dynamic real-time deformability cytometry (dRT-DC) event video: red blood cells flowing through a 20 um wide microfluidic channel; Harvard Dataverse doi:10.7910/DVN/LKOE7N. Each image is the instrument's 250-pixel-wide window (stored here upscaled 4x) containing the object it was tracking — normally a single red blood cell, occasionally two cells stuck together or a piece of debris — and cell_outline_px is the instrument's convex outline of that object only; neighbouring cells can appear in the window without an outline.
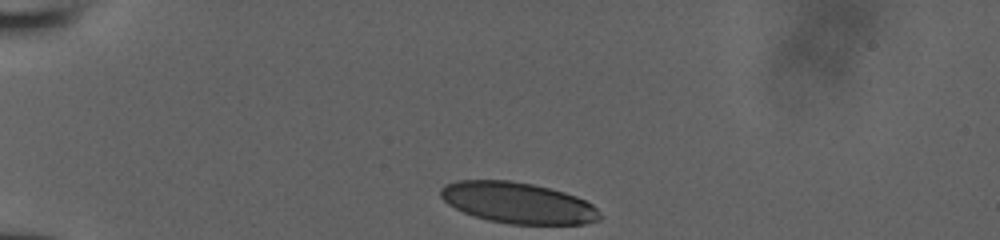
{"species": "human", "species_latin": "Homo sapiens", "temperature_condition": "room temperature", "stored_images_in_passage": 31, "camera_frame_rate_fps": 3000, "um_per_image_px": 0.085, "donor": {"sex": "male"}, "frame": {"image": 1, "passage_image": 1, "time_ms": 0.0, "image_size_px": [1000, 240], "cell_outline_px": [[600, 220], [584, 224], [512, 224], [488, 220], [464, 212], [448, 204], [440, 196], [440, 188], [444, 184], [456, 180], [508, 180], [532, 184], [564, 192], [576, 196], [592, 204], [600, 212]], "centroid_in_image_um": [44.01, 17.24], "position_along_channel_um": 41.0, "area_um2": 37.97}}
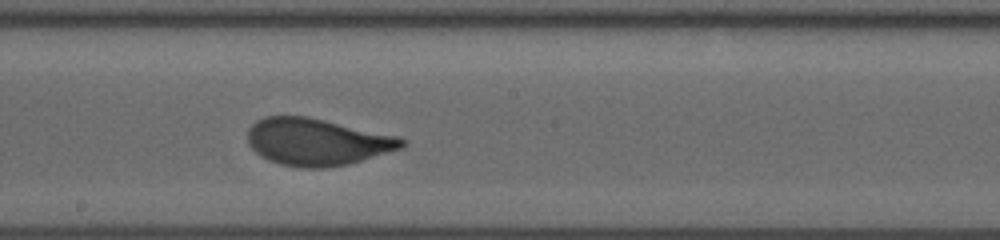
{"frame": {"image": 2, "passage_image": 18, "time_ms": 5.667, "image_size_px": [1000, 240], "cell_outline_px": [[408, 144], [404, 148], [348, 164], [328, 168], [300, 168], [280, 164], [268, 160], [260, 156], [248, 144], [248, 128], [256, 120], [264, 116], [308, 116], [400, 136], [408, 140]], "centroid_in_image_um": [26.99, 12.06], "position_along_channel_um": 221.2, "area_um2": 42.89}}
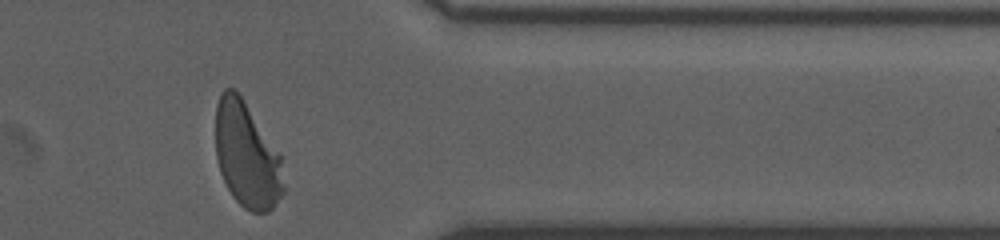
{"frame": {"image": 3, "passage_image": 31, "time_ms": 10.0, "image_size_px": [1000, 240], "cell_outline_px": [[284, 192], [272, 208], [268, 212], [252, 212], [244, 208], [232, 196], [220, 172], [216, 156], [216, 104], [220, 92], [224, 88], [232, 88], [240, 96], [280, 156], [284, 188]], "centroid_in_image_um": [20.95, 13.22], "position_along_channel_um": 390.5, "area_um2": 41.04}}